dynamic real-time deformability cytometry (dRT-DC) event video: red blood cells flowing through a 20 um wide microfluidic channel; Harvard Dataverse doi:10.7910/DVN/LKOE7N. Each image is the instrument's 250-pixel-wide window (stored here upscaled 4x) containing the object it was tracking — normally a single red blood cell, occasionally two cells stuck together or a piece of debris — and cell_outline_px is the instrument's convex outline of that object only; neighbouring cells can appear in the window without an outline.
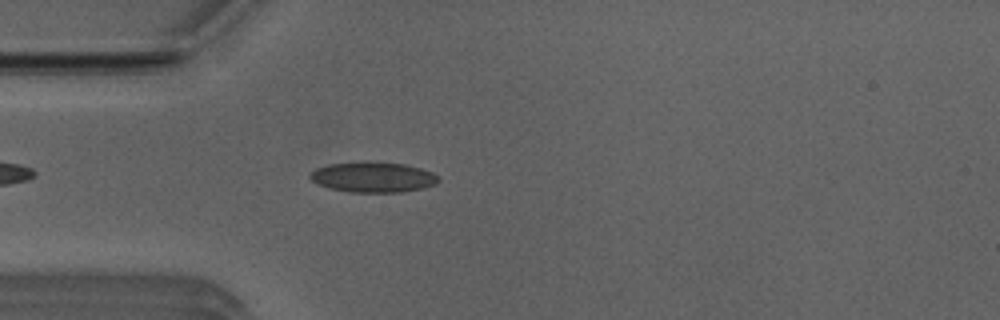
{"species": "Egyptian fruit bat (a non-hibernating species)", "species_latin": "Rousettus aegyptiacus", "temperature_condition": "room temperature", "stored_images_in_passage": 44, "camera_frame_rate_fps": 3000, "um_per_image_px": 0.085, "animal": {"sex": "male"}, "frame": {"image": 1, "passage_image": 7, "time_ms": 2.0, "image_size_px": [1000, 320], "cell_outline_px": [[440, 180], [436, 184], [420, 188], [400, 192], [348, 192], [328, 188], [316, 184], [308, 176], [316, 168], [328, 164], [360, 160], [368, 160], [404, 164], [420, 168], [432, 172]], "centroid_in_image_um": [31.65, 15.03], "position_along_channel_um": 53.4, "area_um2": 23.06}}
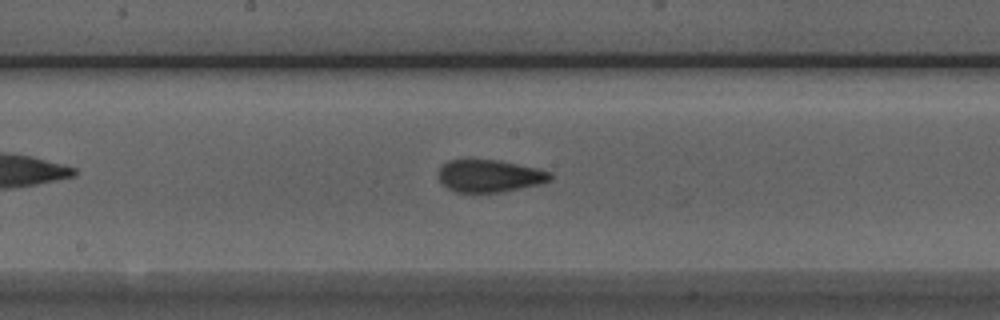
{"frame": {"image": 2, "passage_image": 19, "time_ms": 6.0, "image_size_px": [1000, 320], "cell_outline_px": [[552, 180], [544, 184], [500, 192], [456, 192], [448, 188], [440, 180], [440, 168], [448, 160], [500, 160], [536, 168], [552, 172]], "centroid_in_image_um": [41.69, 14.96], "position_along_channel_um": 206.5, "area_um2": 21.04}}
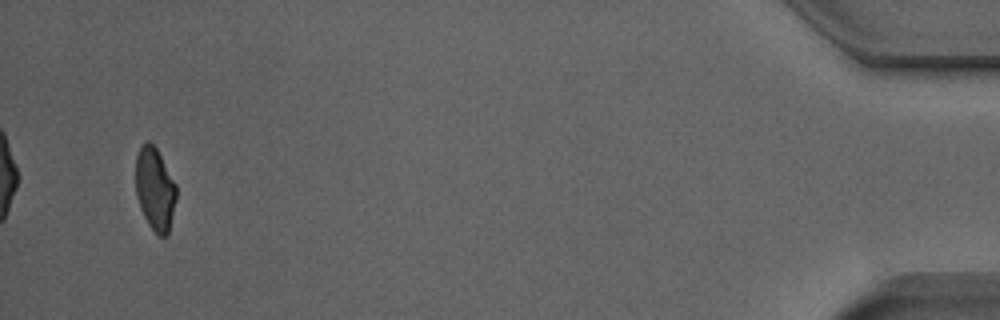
{"frame": {"image": 3, "passage_image": 42, "time_ms": 13.667, "image_size_px": [1000, 320], "cell_outline_px": [[176, 200], [168, 236], [160, 236], [148, 224], [140, 208], [136, 196], [136, 156], [144, 140], [148, 140], [156, 148], [176, 184]], "centroid_in_image_um": [13.17, 16.07], "position_along_channel_um": 422.0, "area_um2": 19.59}, "authors_computed_cell_mechanics": {"area_um2": 21.3571, "velocity_mm_per_s": 3.9652, "shape_relaxation_time_tau1_ms": 8.0338, "shape_relaxation_time_tau2_ms": 1.4839, "deformation_change_tau1": 0.1906, "deformation_change_tau2": 0.0776}}